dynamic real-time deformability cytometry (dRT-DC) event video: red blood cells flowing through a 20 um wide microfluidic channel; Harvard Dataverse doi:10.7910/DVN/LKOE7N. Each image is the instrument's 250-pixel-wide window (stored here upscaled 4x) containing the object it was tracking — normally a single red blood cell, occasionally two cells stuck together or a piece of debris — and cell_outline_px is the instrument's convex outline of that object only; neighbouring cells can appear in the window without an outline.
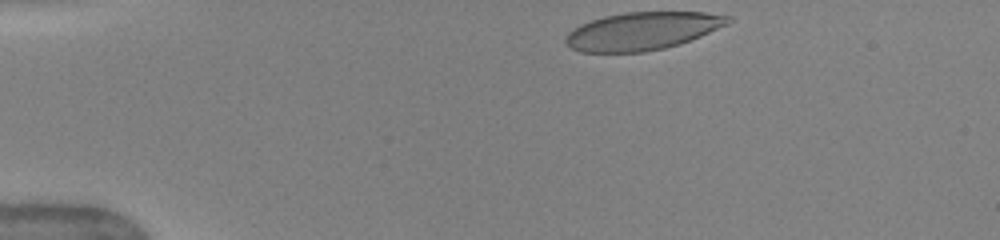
{"species": "human", "species_latin": "Homo sapiens", "temperature_condition": "warm", "stored_images_in_passage": 36, "camera_frame_rate_fps": 3000, "um_per_image_px": 0.085, "donor": {"sex": "female"}, "frame": {"image": 1, "passage_image": 1, "time_ms": 0.0, "image_size_px": [1000, 240], "cell_outline_px": [[732, 20], [728, 24], [700, 36], [680, 44], [664, 48], [644, 52], [580, 52], [572, 48], [564, 40], [568, 32], [580, 24], [604, 16], [624, 12], [704, 12], [732, 16]], "centroid_in_image_um": [54.61, 2.63], "position_along_channel_um": 30.4, "area_um2": 35.78}}
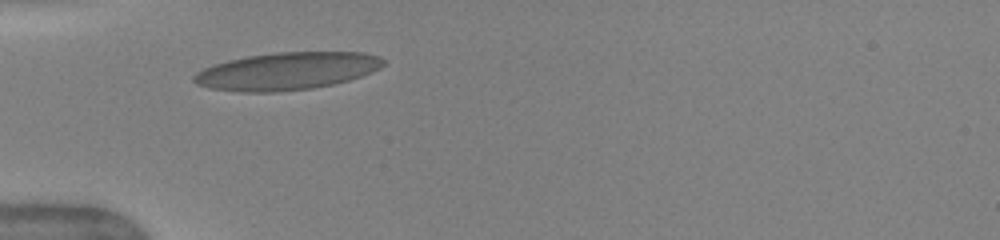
{"frame": {"image": 2, "passage_image": 8, "time_ms": 2.333, "image_size_px": [1000, 240], "cell_outline_px": [[384, 64], [380, 68], [372, 72], [348, 80], [332, 84], [312, 88], [276, 92], [240, 92], [208, 88], [196, 84], [192, 80], [192, 76], [196, 72], [204, 68], [228, 60], [248, 56], [276, 52], [364, 52], [380, 56], [384, 60]], "centroid_in_image_um": [24.37, 6.04], "position_along_channel_um": 60.6, "area_um2": 41.44}}
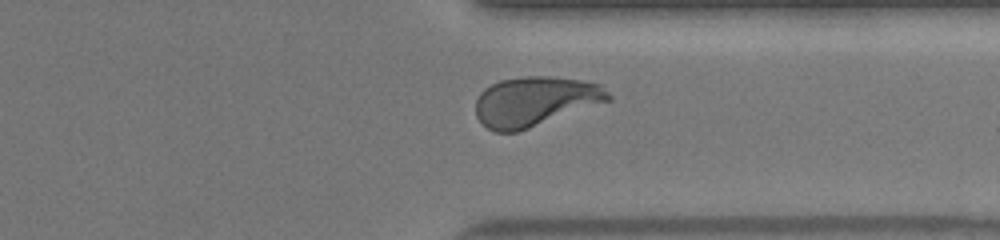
{"frame": {"image": 3, "passage_image": 31, "time_ms": 10.0, "image_size_px": [1000, 240], "cell_outline_px": [[612, 100], [516, 132], [496, 132], [488, 128], [476, 116], [476, 100], [480, 92], [484, 88], [500, 80], [524, 76], [552, 76], [580, 80], [600, 84], [612, 96]], "centroid_in_image_um": [45.48, 8.6], "position_along_channel_um": 365.9, "area_um2": 38.21}, "authors_computed_cell_mechanics": {"area_um2": 38.0902, "velocity_mm_per_s": 4.0518, "shape_relaxation_time_tau1_ms": 3.9908, "shape_relaxation_time_tau2_ms": null, "deformation_change_tau1": 0.2027, "deformation_change_tau2": null}}